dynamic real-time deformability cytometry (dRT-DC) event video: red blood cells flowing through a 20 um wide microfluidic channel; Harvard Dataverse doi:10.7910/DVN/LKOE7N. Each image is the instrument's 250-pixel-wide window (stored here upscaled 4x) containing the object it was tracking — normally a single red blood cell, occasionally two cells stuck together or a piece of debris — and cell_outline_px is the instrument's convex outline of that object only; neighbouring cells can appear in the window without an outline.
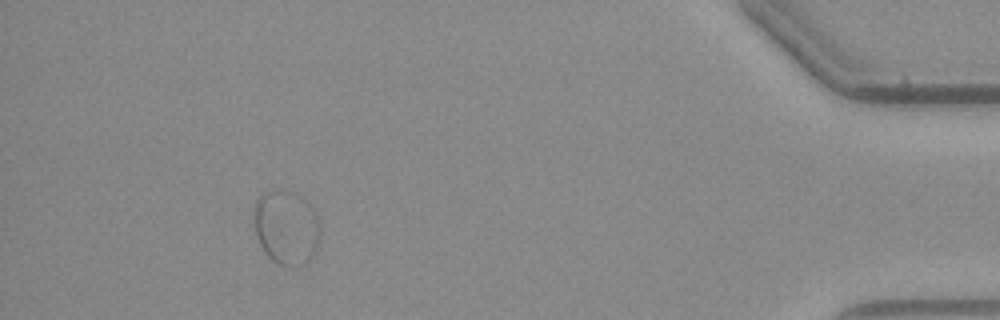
{"species": "common noctule bat (a hibernating species)", "species_latin": "Nyctalus noctula", "temperature_condition": "warm", "stored_images_in_passage": 56, "segment_of_instrument_passage": [2, 2], "camera_frame_rate_fps": 3000, "um_per_image_px": 0.085, "animal": {"sex": "male", "body_mass_g": 23.1, "forearm_length_mm": 52.7}, "frame": {"image": 1, "passage_image": 51, "time_ms": 16.667, "image_size_px": [1000, 320], "cell_outline_px": [[320, 240], [316, 252], [304, 264], [292, 268], [280, 264], [272, 260], [264, 252], [256, 236], [252, 216], [256, 200], [264, 192], [276, 188], [280, 188], [296, 192], [304, 196], [312, 204], [320, 228]], "centroid_in_image_um": [24.34, 19.29], "position_along_channel_um": 410.9, "area_um2": 29.71}}